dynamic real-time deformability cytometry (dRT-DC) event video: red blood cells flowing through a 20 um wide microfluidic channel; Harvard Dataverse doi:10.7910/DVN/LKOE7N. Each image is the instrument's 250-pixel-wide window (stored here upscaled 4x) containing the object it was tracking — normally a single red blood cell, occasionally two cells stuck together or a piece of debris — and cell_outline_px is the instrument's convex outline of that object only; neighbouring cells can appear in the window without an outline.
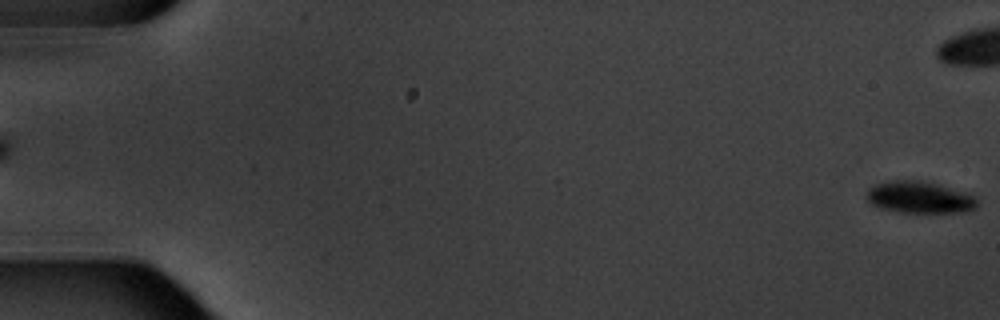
{"species": "common noctule bat (a hibernating species)", "species_latin": "Nyctalus noctula", "temperature_condition": "warm", "stored_images_in_passage": 7, "camera_frame_rate_fps": 3000, "um_per_image_px": 0.085, "animal": {"sex": "male", "body_mass_g": 20.1, "forearm_length_mm": 53.5}, "frame": {"image": 1, "passage_image": 7, "time_ms": 7.0, "image_size_px": [1000, 320], "cell_outline_px": [[976, 208], [964, 212], [900, 212], [880, 208], [872, 204], [868, 200], [868, 188], [876, 184], [892, 180], [916, 180], [936, 184], [972, 196], [976, 200]], "centroid_in_image_um": [78.1, 16.78], "position_along_channel_um": 6.9, "area_um2": 19.88}}